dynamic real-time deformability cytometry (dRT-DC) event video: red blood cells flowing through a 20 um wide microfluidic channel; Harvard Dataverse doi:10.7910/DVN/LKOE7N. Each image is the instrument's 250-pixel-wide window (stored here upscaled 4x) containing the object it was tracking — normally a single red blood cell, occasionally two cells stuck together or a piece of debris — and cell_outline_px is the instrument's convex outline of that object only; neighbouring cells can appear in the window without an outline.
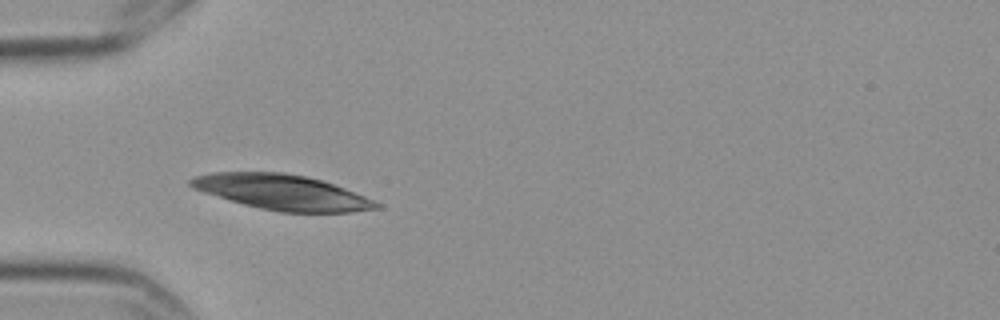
{"species": "Egyptian fruit bat (a non-hibernating species)", "species_latin": "Rousettus aegyptiacus", "temperature_condition": "cold", "stored_images_in_passage": 6, "camera_frame_rate_fps": 3000, "um_per_image_px": 0.085, "frame": {"image": 1, "passage_image": 5, "time_ms": 1.333, "image_size_px": [1000, 320], "cell_outline_px": [[384, 208], [352, 212], [280, 212], [260, 208], [244, 204], [204, 192], [192, 188], [188, 184], [188, 180], [196, 176], [212, 172], [284, 172], [308, 176], [344, 188], [384, 204]], "centroid_in_image_um": [24.02, 16.34], "position_along_channel_um": 61.0, "area_um2": 38.03}}